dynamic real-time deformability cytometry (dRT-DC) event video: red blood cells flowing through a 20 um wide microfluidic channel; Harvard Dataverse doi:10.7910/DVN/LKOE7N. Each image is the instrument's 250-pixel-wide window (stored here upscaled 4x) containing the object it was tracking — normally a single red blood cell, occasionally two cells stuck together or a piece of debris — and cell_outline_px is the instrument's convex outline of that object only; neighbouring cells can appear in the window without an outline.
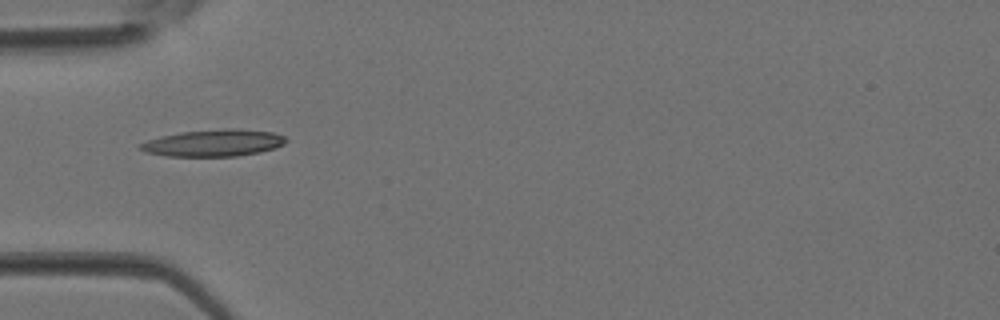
{"species": "Egyptian fruit bat (a non-hibernating species)", "species_latin": "Rousettus aegyptiacus", "temperature_condition": "room temperature", "stored_images_in_passage": 1, "camera_frame_rate_fps": 3000, "um_per_image_px": 0.085, "animal": {"sex": "female"}, "frame": {"image": 1, "passage_image": 1, "time_ms": 0.0, "image_size_px": [1000, 320], "cell_outline_px": [[288, 140], [284, 144], [276, 148], [260, 152], [236, 156], [164, 156], [144, 152], [140, 148], [140, 144], [148, 140], [160, 136], [180, 132], [224, 128], [232, 128], [272, 132], [284, 136]], "centroid_in_image_um": [18.16, 12.15], "position_along_channel_um": 66.8, "area_um2": 22.89}}